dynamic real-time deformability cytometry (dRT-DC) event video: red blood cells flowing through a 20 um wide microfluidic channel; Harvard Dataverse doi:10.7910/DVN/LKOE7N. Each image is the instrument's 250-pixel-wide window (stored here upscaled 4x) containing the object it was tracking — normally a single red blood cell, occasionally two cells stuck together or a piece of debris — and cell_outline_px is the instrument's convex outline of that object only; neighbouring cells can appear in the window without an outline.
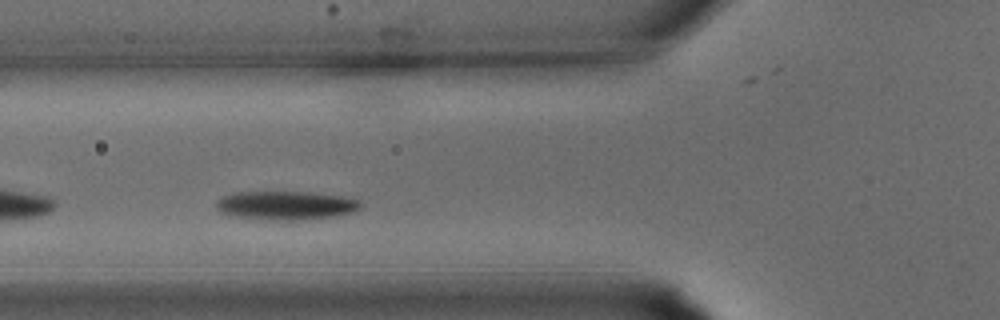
{"species": "common noctule bat (a hibernating species)", "species_latin": "Nyctalus noctula", "temperature_condition": "warm", "stored_images_in_passage": 21, "camera_frame_rate_fps": 3000, "um_per_image_px": 0.085, "animal": {"sex": "male", "body_mass_g": 15.6}, "frame": {"image": 1, "passage_image": 6, "time_ms": 1.667, "image_size_px": [1000, 320], "cell_outline_px": [[360, 208], [352, 212], [336, 216], [292, 220], [260, 220], [236, 216], [220, 212], [216, 208], [216, 200], [224, 196], [236, 192], [308, 192], [340, 196], [360, 200]], "centroid_in_image_um": [24.26, 17.46], "position_along_channel_um": 101.5, "area_um2": 24.04}}
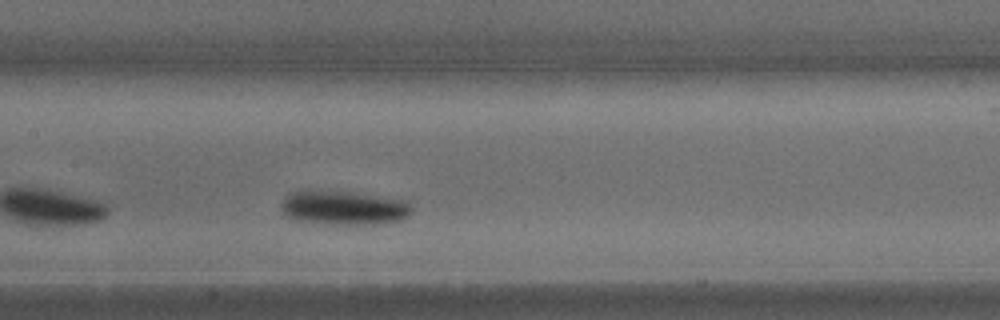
{"frame": {"image": 2, "passage_image": 10, "time_ms": 3.0, "image_size_px": [1000, 320], "cell_outline_px": [[412, 212], [408, 216], [400, 220], [384, 224], [316, 224], [296, 220], [284, 216], [280, 208], [280, 204], [292, 192], [356, 192], [404, 200], [412, 208]], "centroid_in_image_um": [29.23, 17.7], "position_along_channel_um": 178.2, "area_um2": 25.89}}
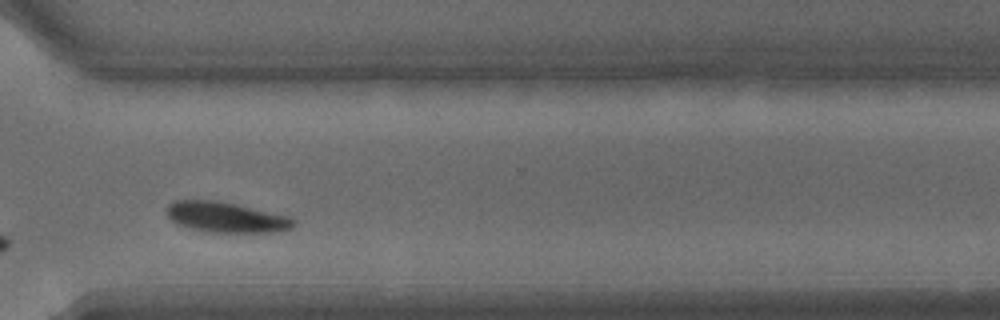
{"frame": {"image": 3, "passage_image": 19, "time_ms": 6.0, "image_size_px": [1000, 320], "cell_outline_px": [[296, 224], [292, 228], [280, 232], [204, 232], [188, 228], [176, 224], [168, 216], [168, 204], [172, 200], [212, 200], [292, 216], [296, 220]], "centroid_in_image_um": [19.25, 18.48], "position_along_channel_um": 351.4, "area_um2": 22.6}}